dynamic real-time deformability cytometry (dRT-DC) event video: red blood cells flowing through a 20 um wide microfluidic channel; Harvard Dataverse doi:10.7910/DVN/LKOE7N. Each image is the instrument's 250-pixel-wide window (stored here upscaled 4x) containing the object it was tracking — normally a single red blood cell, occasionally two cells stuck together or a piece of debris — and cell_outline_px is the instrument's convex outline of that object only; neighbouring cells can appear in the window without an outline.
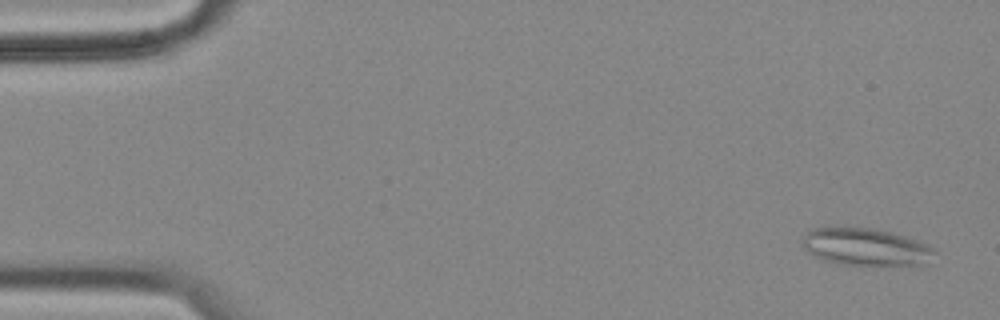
{"species": "common noctule bat (a hibernating species)", "species_latin": "Nyctalus noctula", "temperature_condition": "cold", "stored_images_in_passage": 57, "camera_frame_rate_fps": 3000, "um_per_image_px": 0.085, "animal": {"sex": "female", "body_mass_g": 18.4}, "frame": {"image": 1, "passage_image": 3, "time_ms": 0.667, "image_size_px": [1000, 320], "cell_outline_px": [[936, 252], [920, 264], [836, 264], [824, 260], [808, 252], [804, 248], [800, 240], [812, 228], [872, 228], [892, 232], [928, 244]], "centroid_in_image_um": [73.51, 20.97], "position_along_channel_um": 11.5, "area_um2": 28.03}}
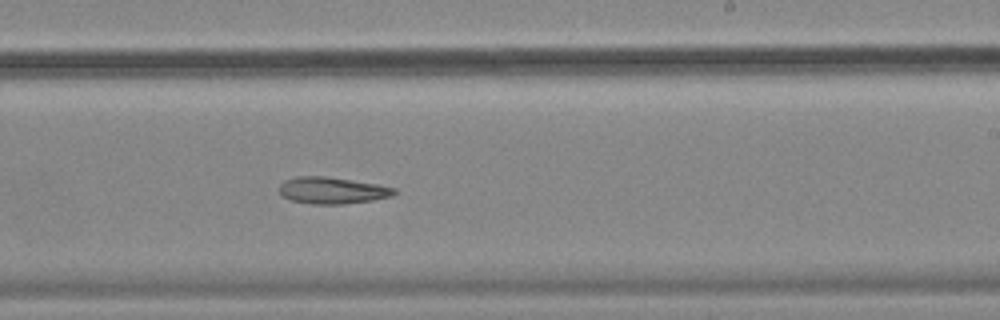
{"frame": {"image": 2, "passage_image": 35, "time_ms": 11.333, "image_size_px": [1000, 320], "cell_outline_px": [[396, 192], [392, 196], [372, 200], [344, 204], [312, 204], [288, 200], [280, 192], [280, 184], [284, 180], [296, 176], [324, 176], [376, 184], [396, 188]], "centroid_in_image_um": [28.21, 16.19], "position_along_channel_um": 260.8, "area_um2": 17.8}}
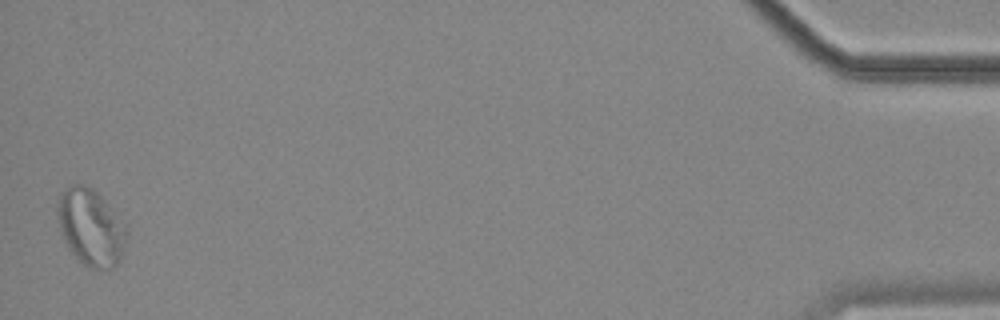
{"frame": {"image": 3, "passage_image": 57, "time_ms": 18.667, "image_size_px": [1000, 320], "cell_outline_px": [[128, 232], [120, 260], [112, 268], [88, 268], [68, 248], [60, 228], [56, 212], [56, 208], [60, 192], [72, 184], [84, 184], [92, 188], [104, 200], [128, 228]], "centroid_in_image_um": [7.71, 19.3], "position_along_channel_um": 427.5, "area_um2": 30.63}}